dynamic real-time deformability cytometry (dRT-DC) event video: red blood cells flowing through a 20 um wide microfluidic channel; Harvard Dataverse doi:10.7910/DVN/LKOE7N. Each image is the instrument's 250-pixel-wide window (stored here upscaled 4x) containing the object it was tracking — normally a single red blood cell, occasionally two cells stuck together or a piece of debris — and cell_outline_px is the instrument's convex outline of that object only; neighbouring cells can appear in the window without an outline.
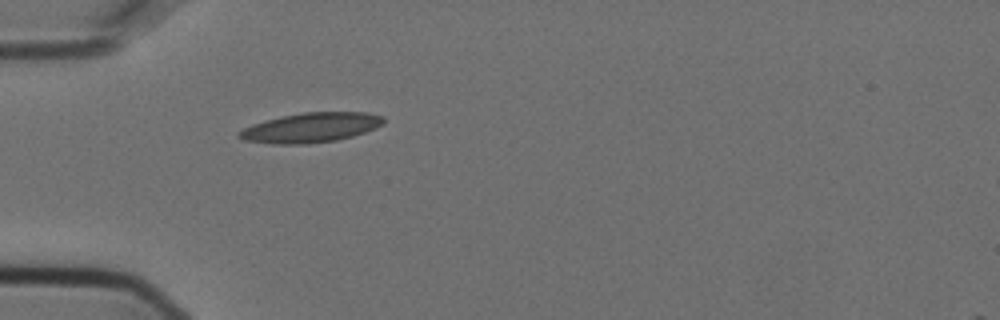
{"species": "Egyptian fruit bat (a non-hibernating species)", "species_latin": "Rousettus aegyptiacus", "temperature_condition": "cold", "stored_images_in_passage": 1, "camera_frame_rate_fps": 3000, "um_per_image_px": 0.085, "animal": {"sex": "female"}, "frame": {"image": 1, "passage_image": 1, "time_ms": 0.0, "image_size_px": [1000, 320], "cell_outline_px": [[384, 124], [376, 128], [352, 136], [336, 140], [308, 144], [272, 144], [244, 140], [236, 136], [236, 132], [252, 124], [264, 120], [280, 116], [304, 112], [368, 112], [384, 116]], "centroid_in_image_um": [26.4, 10.84], "position_along_channel_um": 58.6, "area_um2": 25.26}}